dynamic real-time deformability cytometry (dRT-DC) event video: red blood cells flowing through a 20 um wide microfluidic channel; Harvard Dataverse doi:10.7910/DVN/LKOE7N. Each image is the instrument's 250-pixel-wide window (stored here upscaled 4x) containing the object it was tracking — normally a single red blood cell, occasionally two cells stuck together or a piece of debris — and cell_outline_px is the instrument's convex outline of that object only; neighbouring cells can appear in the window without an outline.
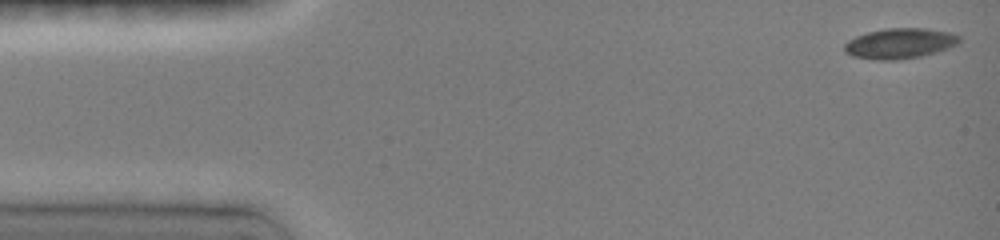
{"species": "common noctule bat (a hibernating species)", "species_latin": "Nyctalus noctula", "temperature_condition": "room temperature", "stored_images_in_passage": 10, "camera_frame_rate_fps": 3000, "um_per_image_px": 0.085, "animal": {"sex": "female", "body_mass_g": 19.0, "forearm_length_mm": 51.5}, "frame": {"image": 1, "passage_image": 1, "time_ms": 0.0, "image_size_px": [1000, 240], "cell_outline_px": [[960, 40], [956, 44], [948, 48], [936, 52], [920, 56], [896, 60], [876, 60], [852, 56], [844, 52], [844, 44], [848, 40], [856, 36], [868, 32], [884, 28], [924, 28], [952, 32], [960, 36]], "centroid_in_image_um": [76.46, 3.68], "position_along_channel_um": 8.5, "area_um2": 20.4}}